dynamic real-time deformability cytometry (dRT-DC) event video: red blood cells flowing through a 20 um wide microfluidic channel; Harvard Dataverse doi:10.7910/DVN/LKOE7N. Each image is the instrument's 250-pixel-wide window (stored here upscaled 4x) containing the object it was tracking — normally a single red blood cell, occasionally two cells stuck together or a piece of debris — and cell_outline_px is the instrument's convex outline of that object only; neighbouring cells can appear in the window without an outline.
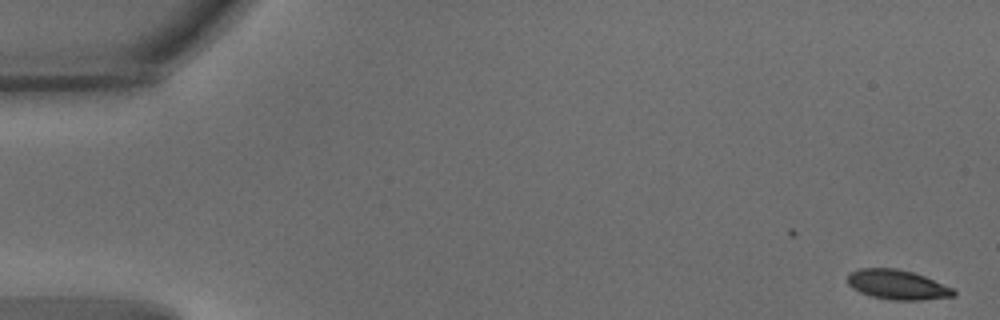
{"species": "common noctule bat (a hibernating species)", "species_latin": "Nyctalus noctula", "temperature_condition": "warm", "stored_images_in_passage": 20, "camera_frame_rate_fps": 3000, "um_per_image_px": 0.085, "animal": {"sex": "male", "body_mass_g": 15.6}, "frame": {"image": 1, "passage_image": 1, "time_ms": 0.0, "image_size_px": [1000, 320], "cell_outline_px": [[956, 296], [924, 300], [892, 300], [872, 296], [860, 292], [852, 288], [848, 284], [848, 276], [852, 272], [860, 268], [896, 268], [912, 272], [924, 276], [952, 288], [956, 292]], "centroid_in_image_um": [76.29, 24.2], "position_along_channel_um": 8.7, "area_um2": 18.21}}
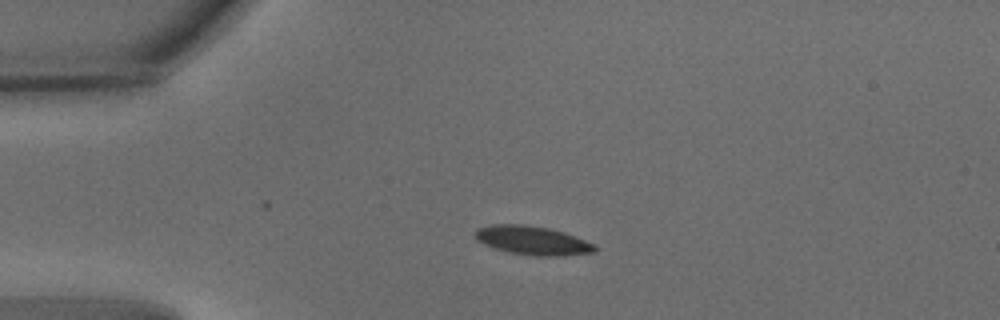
{"frame": {"image": 2, "passage_image": 13, "time_ms": 4.0, "image_size_px": [1000, 320], "cell_outline_px": [[596, 252], [564, 256], [536, 256], [508, 252], [484, 244], [476, 240], [472, 232], [476, 228], [492, 224], [520, 224], [548, 228], [564, 232], [596, 244]], "centroid_in_image_um": [45.25, 20.44], "position_along_channel_um": 39.8, "area_um2": 20.29}}
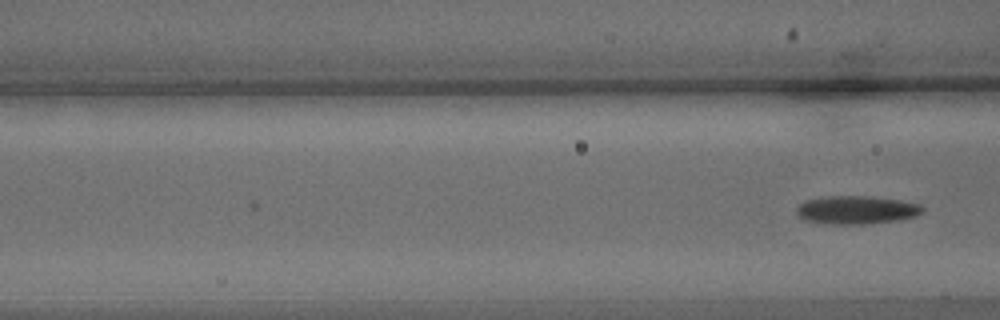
{"frame": {"image": 3, "passage_image": 20, "time_ms": 6.333, "image_size_px": [1000, 320], "cell_outline_px": [[924, 212], [916, 216], [900, 220], [864, 224], [832, 224], [808, 220], [800, 216], [796, 212], [796, 208], [800, 204], [808, 200], [828, 196], [872, 196], [900, 200], [920, 204], [924, 208]], "centroid_in_image_um": [72.88, 17.84], "position_along_channel_um": 93.7, "area_um2": 20.63}}